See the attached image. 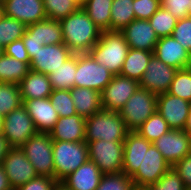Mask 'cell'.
Wrapping results in <instances>:
<instances>
[{
  "label": "cell",
  "mask_w": 191,
  "mask_h": 190,
  "mask_svg": "<svg viewBox=\"0 0 191 190\" xmlns=\"http://www.w3.org/2000/svg\"><path fill=\"white\" fill-rule=\"evenodd\" d=\"M160 8V0H133L135 19L149 20Z\"/></svg>",
  "instance_id": "obj_42"
},
{
  "label": "cell",
  "mask_w": 191,
  "mask_h": 190,
  "mask_svg": "<svg viewBox=\"0 0 191 190\" xmlns=\"http://www.w3.org/2000/svg\"><path fill=\"white\" fill-rule=\"evenodd\" d=\"M153 52L130 48L123 63L120 75L140 82Z\"/></svg>",
  "instance_id": "obj_27"
},
{
  "label": "cell",
  "mask_w": 191,
  "mask_h": 190,
  "mask_svg": "<svg viewBox=\"0 0 191 190\" xmlns=\"http://www.w3.org/2000/svg\"><path fill=\"white\" fill-rule=\"evenodd\" d=\"M112 2L113 0H88L82 6L88 17L102 31H110Z\"/></svg>",
  "instance_id": "obj_30"
},
{
  "label": "cell",
  "mask_w": 191,
  "mask_h": 190,
  "mask_svg": "<svg viewBox=\"0 0 191 190\" xmlns=\"http://www.w3.org/2000/svg\"><path fill=\"white\" fill-rule=\"evenodd\" d=\"M158 95L139 87L119 110L130 131H135L156 112Z\"/></svg>",
  "instance_id": "obj_5"
},
{
  "label": "cell",
  "mask_w": 191,
  "mask_h": 190,
  "mask_svg": "<svg viewBox=\"0 0 191 190\" xmlns=\"http://www.w3.org/2000/svg\"><path fill=\"white\" fill-rule=\"evenodd\" d=\"M4 16V9H3V5L0 4V20L3 18Z\"/></svg>",
  "instance_id": "obj_53"
},
{
  "label": "cell",
  "mask_w": 191,
  "mask_h": 190,
  "mask_svg": "<svg viewBox=\"0 0 191 190\" xmlns=\"http://www.w3.org/2000/svg\"><path fill=\"white\" fill-rule=\"evenodd\" d=\"M113 77L114 74L97 63L89 53L77 54L75 87L102 92Z\"/></svg>",
  "instance_id": "obj_8"
},
{
  "label": "cell",
  "mask_w": 191,
  "mask_h": 190,
  "mask_svg": "<svg viewBox=\"0 0 191 190\" xmlns=\"http://www.w3.org/2000/svg\"><path fill=\"white\" fill-rule=\"evenodd\" d=\"M4 54V48L0 46V57Z\"/></svg>",
  "instance_id": "obj_56"
},
{
  "label": "cell",
  "mask_w": 191,
  "mask_h": 190,
  "mask_svg": "<svg viewBox=\"0 0 191 190\" xmlns=\"http://www.w3.org/2000/svg\"><path fill=\"white\" fill-rule=\"evenodd\" d=\"M77 3V5L80 7V0H73Z\"/></svg>",
  "instance_id": "obj_57"
},
{
  "label": "cell",
  "mask_w": 191,
  "mask_h": 190,
  "mask_svg": "<svg viewBox=\"0 0 191 190\" xmlns=\"http://www.w3.org/2000/svg\"><path fill=\"white\" fill-rule=\"evenodd\" d=\"M103 173L98 166L88 160L77 170L65 177L62 182L70 190H96L100 184Z\"/></svg>",
  "instance_id": "obj_22"
},
{
  "label": "cell",
  "mask_w": 191,
  "mask_h": 190,
  "mask_svg": "<svg viewBox=\"0 0 191 190\" xmlns=\"http://www.w3.org/2000/svg\"><path fill=\"white\" fill-rule=\"evenodd\" d=\"M22 104L19 85L0 82V114L6 116Z\"/></svg>",
  "instance_id": "obj_32"
},
{
  "label": "cell",
  "mask_w": 191,
  "mask_h": 190,
  "mask_svg": "<svg viewBox=\"0 0 191 190\" xmlns=\"http://www.w3.org/2000/svg\"><path fill=\"white\" fill-rule=\"evenodd\" d=\"M139 87L140 83L135 80L114 75L101 92L102 109L119 111Z\"/></svg>",
  "instance_id": "obj_11"
},
{
  "label": "cell",
  "mask_w": 191,
  "mask_h": 190,
  "mask_svg": "<svg viewBox=\"0 0 191 190\" xmlns=\"http://www.w3.org/2000/svg\"><path fill=\"white\" fill-rule=\"evenodd\" d=\"M20 148L38 175L54 178L53 140L49 133H37Z\"/></svg>",
  "instance_id": "obj_6"
},
{
  "label": "cell",
  "mask_w": 191,
  "mask_h": 190,
  "mask_svg": "<svg viewBox=\"0 0 191 190\" xmlns=\"http://www.w3.org/2000/svg\"><path fill=\"white\" fill-rule=\"evenodd\" d=\"M153 55L177 70L191 66V53L172 36L159 38Z\"/></svg>",
  "instance_id": "obj_17"
},
{
  "label": "cell",
  "mask_w": 191,
  "mask_h": 190,
  "mask_svg": "<svg viewBox=\"0 0 191 190\" xmlns=\"http://www.w3.org/2000/svg\"><path fill=\"white\" fill-rule=\"evenodd\" d=\"M190 0H160V7L168 10L176 19L188 17Z\"/></svg>",
  "instance_id": "obj_43"
},
{
  "label": "cell",
  "mask_w": 191,
  "mask_h": 190,
  "mask_svg": "<svg viewBox=\"0 0 191 190\" xmlns=\"http://www.w3.org/2000/svg\"><path fill=\"white\" fill-rule=\"evenodd\" d=\"M22 40L30 59L33 57V53L37 52L40 48L43 47L40 41L37 39H31V35L26 31L22 37Z\"/></svg>",
  "instance_id": "obj_47"
},
{
  "label": "cell",
  "mask_w": 191,
  "mask_h": 190,
  "mask_svg": "<svg viewBox=\"0 0 191 190\" xmlns=\"http://www.w3.org/2000/svg\"><path fill=\"white\" fill-rule=\"evenodd\" d=\"M77 54H73L49 75L53 90H71L75 87Z\"/></svg>",
  "instance_id": "obj_28"
},
{
  "label": "cell",
  "mask_w": 191,
  "mask_h": 190,
  "mask_svg": "<svg viewBox=\"0 0 191 190\" xmlns=\"http://www.w3.org/2000/svg\"><path fill=\"white\" fill-rule=\"evenodd\" d=\"M0 190H13L9 179L5 173V169L0 164Z\"/></svg>",
  "instance_id": "obj_48"
},
{
  "label": "cell",
  "mask_w": 191,
  "mask_h": 190,
  "mask_svg": "<svg viewBox=\"0 0 191 190\" xmlns=\"http://www.w3.org/2000/svg\"><path fill=\"white\" fill-rule=\"evenodd\" d=\"M172 166L152 144L143 153L142 164L131 177L137 190H144L157 182Z\"/></svg>",
  "instance_id": "obj_10"
},
{
  "label": "cell",
  "mask_w": 191,
  "mask_h": 190,
  "mask_svg": "<svg viewBox=\"0 0 191 190\" xmlns=\"http://www.w3.org/2000/svg\"><path fill=\"white\" fill-rule=\"evenodd\" d=\"M177 21L178 19L162 7H160L149 19L158 38L171 36Z\"/></svg>",
  "instance_id": "obj_35"
},
{
  "label": "cell",
  "mask_w": 191,
  "mask_h": 190,
  "mask_svg": "<svg viewBox=\"0 0 191 190\" xmlns=\"http://www.w3.org/2000/svg\"><path fill=\"white\" fill-rule=\"evenodd\" d=\"M144 190H187L178 173L171 167L157 182Z\"/></svg>",
  "instance_id": "obj_40"
},
{
  "label": "cell",
  "mask_w": 191,
  "mask_h": 190,
  "mask_svg": "<svg viewBox=\"0 0 191 190\" xmlns=\"http://www.w3.org/2000/svg\"><path fill=\"white\" fill-rule=\"evenodd\" d=\"M171 36L191 53V17L179 19Z\"/></svg>",
  "instance_id": "obj_41"
},
{
  "label": "cell",
  "mask_w": 191,
  "mask_h": 190,
  "mask_svg": "<svg viewBox=\"0 0 191 190\" xmlns=\"http://www.w3.org/2000/svg\"><path fill=\"white\" fill-rule=\"evenodd\" d=\"M96 190H137L131 177L123 172L103 174Z\"/></svg>",
  "instance_id": "obj_39"
},
{
  "label": "cell",
  "mask_w": 191,
  "mask_h": 190,
  "mask_svg": "<svg viewBox=\"0 0 191 190\" xmlns=\"http://www.w3.org/2000/svg\"><path fill=\"white\" fill-rule=\"evenodd\" d=\"M190 102L169 93L157 97V111L166 120L170 129L184 130L190 111Z\"/></svg>",
  "instance_id": "obj_15"
},
{
  "label": "cell",
  "mask_w": 191,
  "mask_h": 190,
  "mask_svg": "<svg viewBox=\"0 0 191 190\" xmlns=\"http://www.w3.org/2000/svg\"><path fill=\"white\" fill-rule=\"evenodd\" d=\"M88 0H80V7H82Z\"/></svg>",
  "instance_id": "obj_55"
},
{
  "label": "cell",
  "mask_w": 191,
  "mask_h": 190,
  "mask_svg": "<svg viewBox=\"0 0 191 190\" xmlns=\"http://www.w3.org/2000/svg\"><path fill=\"white\" fill-rule=\"evenodd\" d=\"M4 54L15 58L16 60L26 62L28 65L30 64V58L28 56L27 50L25 49L22 38L8 44L4 48Z\"/></svg>",
  "instance_id": "obj_45"
},
{
  "label": "cell",
  "mask_w": 191,
  "mask_h": 190,
  "mask_svg": "<svg viewBox=\"0 0 191 190\" xmlns=\"http://www.w3.org/2000/svg\"><path fill=\"white\" fill-rule=\"evenodd\" d=\"M49 99L59 118L77 114L70 90H53Z\"/></svg>",
  "instance_id": "obj_38"
},
{
  "label": "cell",
  "mask_w": 191,
  "mask_h": 190,
  "mask_svg": "<svg viewBox=\"0 0 191 190\" xmlns=\"http://www.w3.org/2000/svg\"><path fill=\"white\" fill-rule=\"evenodd\" d=\"M53 190H70L62 181H58Z\"/></svg>",
  "instance_id": "obj_51"
},
{
  "label": "cell",
  "mask_w": 191,
  "mask_h": 190,
  "mask_svg": "<svg viewBox=\"0 0 191 190\" xmlns=\"http://www.w3.org/2000/svg\"><path fill=\"white\" fill-rule=\"evenodd\" d=\"M184 130L191 136V104H190L189 116Z\"/></svg>",
  "instance_id": "obj_50"
},
{
  "label": "cell",
  "mask_w": 191,
  "mask_h": 190,
  "mask_svg": "<svg viewBox=\"0 0 191 190\" xmlns=\"http://www.w3.org/2000/svg\"><path fill=\"white\" fill-rule=\"evenodd\" d=\"M26 27L19 20L4 15L0 20V46L5 48L13 41L21 39L24 36Z\"/></svg>",
  "instance_id": "obj_34"
},
{
  "label": "cell",
  "mask_w": 191,
  "mask_h": 190,
  "mask_svg": "<svg viewBox=\"0 0 191 190\" xmlns=\"http://www.w3.org/2000/svg\"><path fill=\"white\" fill-rule=\"evenodd\" d=\"M18 85L22 100L47 98L53 91L48 75L31 69Z\"/></svg>",
  "instance_id": "obj_24"
},
{
  "label": "cell",
  "mask_w": 191,
  "mask_h": 190,
  "mask_svg": "<svg viewBox=\"0 0 191 190\" xmlns=\"http://www.w3.org/2000/svg\"><path fill=\"white\" fill-rule=\"evenodd\" d=\"M26 32L31 35V39L40 41L42 46L63 43V32L59 20L45 19L30 24L26 27Z\"/></svg>",
  "instance_id": "obj_26"
},
{
  "label": "cell",
  "mask_w": 191,
  "mask_h": 190,
  "mask_svg": "<svg viewBox=\"0 0 191 190\" xmlns=\"http://www.w3.org/2000/svg\"><path fill=\"white\" fill-rule=\"evenodd\" d=\"M11 148L3 134L0 135V164Z\"/></svg>",
  "instance_id": "obj_49"
},
{
  "label": "cell",
  "mask_w": 191,
  "mask_h": 190,
  "mask_svg": "<svg viewBox=\"0 0 191 190\" xmlns=\"http://www.w3.org/2000/svg\"><path fill=\"white\" fill-rule=\"evenodd\" d=\"M86 143L89 160L94 162L103 174L122 172L124 141L97 140Z\"/></svg>",
  "instance_id": "obj_7"
},
{
  "label": "cell",
  "mask_w": 191,
  "mask_h": 190,
  "mask_svg": "<svg viewBox=\"0 0 191 190\" xmlns=\"http://www.w3.org/2000/svg\"><path fill=\"white\" fill-rule=\"evenodd\" d=\"M57 182L55 178L38 175L15 190H53Z\"/></svg>",
  "instance_id": "obj_44"
},
{
  "label": "cell",
  "mask_w": 191,
  "mask_h": 190,
  "mask_svg": "<svg viewBox=\"0 0 191 190\" xmlns=\"http://www.w3.org/2000/svg\"><path fill=\"white\" fill-rule=\"evenodd\" d=\"M152 144L137 131H129L124 140L122 172L128 177H132L142 164L144 151L148 150Z\"/></svg>",
  "instance_id": "obj_21"
},
{
  "label": "cell",
  "mask_w": 191,
  "mask_h": 190,
  "mask_svg": "<svg viewBox=\"0 0 191 190\" xmlns=\"http://www.w3.org/2000/svg\"><path fill=\"white\" fill-rule=\"evenodd\" d=\"M30 66L3 54L0 57V82L19 84L28 74Z\"/></svg>",
  "instance_id": "obj_29"
},
{
  "label": "cell",
  "mask_w": 191,
  "mask_h": 190,
  "mask_svg": "<svg viewBox=\"0 0 191 190\" xmlns=\"http://www.w3.org/2000/svg\"><path fill=\"white\" fill-rule=\"evenodd\" d=\"M188 17H191V0H190V4L188 6Z\"/></svg>",
  "instance_id": "obj_54"
},
{
  "label": "cell",
  "mask_w": 191,
  "mask_h": 190,
  "mask_svg": "<svg viewBox=\"0 0 191 190\" xmlns=\"http://www.w3.org/2000/svg\"><path fill=\"white\" fill-rule=\"evenodd\" d=\"M13 190L37 177L35 168L19 147L11 148L1 163Z\"/></svg>",
  "instance_id": "obj_13"
},
{
  "label": "cell",
  "mask_w": 191,
  "mask_h": 190,
  "mask_svg": "<svg viewBox=\"0 0 191 190\" xmlns=\"http://www.w3.org/2000/svg\"><path fill=\"white\" fill-rule=\"evenodd\" d=\"M130 48L154 52L159 40L149 20L134 19L120 31Z\"/></svg>",
  "instance_id": "obj_18"
},
{
  "label": "cell",
  "mask_w": 191,
  "mask_h": 190,
  "mask_svg": "<svg viewBox=\"0 0 191 190\" xmlns=\"http://www.w3.org/2000/svg\"><path fill=\"white\" fill-rule=\"evenodd\" d=\"M172 167L182 179L185 188L187 190L191 189V153L176 162Z\"/></svg>",
  "instance_id": "obj_46"
},
{
  "label": "cell",
  "mask_w": 191,
  "mask_h": 190,
  "mask_svg": "<svg viewBox=\"0 0 191 190\" xmlns=\"http://www.w3.org/2000/svg\"><path fill=\"white\" fill-rule=\"evenodd\" d=\"M59 23L63 32V43L73 54L89 53L102 33L82 7L59 20Z\"/></svg>",
  "instance_id": "obj_1"
},
{
  "label": "cell",
  "mask_w": 191,
  "mask_h": 190,
  "mask_svg": "<svg viewBox=\"0 0 191 190\" xmlns=\"http://www.w3.org/2000/svg\"><path fill=\"white\" fill-rule=\"evenodd\" d=\"M177 69L168 66L154 55L148 62L140 87L156 95L167 93Z\"/></svg>",
  "instance_id": "obj_14"
},
{
  "label": "cell",
  "mask_w": 191,
  "mask_h": 190,
  "mask_svg": "<svg viewBox=\"0 0 191 190\" xmlns=\"http://www.w3.org/2000/svg\"><path fill=\"white\" fill-rule=\"evenodd\" d=\"M153 144L171 166L191 153V136L185 130L170 129Z\"/></svg>",
  "instance_id": "obj_12"
},
{
  "label": "cell",
  "mask_w": 191,
  "mask_h": 190,
  "mask_svg": "<svg viewBox=\"0 0 191 190\" xmlns=\"http://www.w3.org/2000/svg\"><path fill=\"white\" fill-rule=\"evenodd\" d=\"M6 0H0V4H3Z\"/></svg>",
  "instance_id": "obj_58"
},
{
  "label": "cell",
  "mask_w": 191,
  "mask_h": 190,
  "mask_svg": "<svg viewBox=\"0 0 191 190\" xmlns=\"http://www.w3.org/2000/svg\"><path fill=\"white\" fill-rule=\"evenodd\" d=\"M4 116L0 114V135L3 134Z\"/></svg>",
  "instance_id": "obj_52"
},
{
  "label": "cell",
  "mask_w": 191,
  "mask_h": 190,
  "mask_svg": "<svg viewBox=\"0 0 191 190\" xmlns=\"http://www.w3.org/2000/svg\"><path fill=\"white\" fill-rule=\"evenodd\" d=\"M85 123L86 119L78 114L60 117L49 134L53 141H85Z\"/></svg>",
  "instance_id": "obj_23"
},
{
  "label": "cell",
  "mask_w": 191,
  "mask_h": 190,
  "mask_svg": "<svg viewBox=\"0 0 191 190\" xmlns=\"http://www.w3.org/2000/svg\"><path fill=\"white\" fill-rule=\"evenodd\" d=\"M72 55L73 53L64 43L44 45L37 52L33 53L29 66L33 71L49 75Z\"/></svg>",
  "instance_id": "obj_16"
},
{
  "label": "cell",
  "mask_w": 191,
  "mask_h": 190,
  "mask_svg": "<svg viewBox=\"0 0 191 190\" xmlns=\"http://www.w3.org/2000/svg\"><path fill=\"white\" fill-rule=\"evenodd\" d=\"M170 130L166 120L156 112L151 115L143 124H141L135 131L149 142H154L163 134Z\"/></svg>",
  "instance_id": "obj_33"
},
{
  "label": "cell",
  "mask_w": 191,
  "mask_h": 190,
  "mask_svg": "<svg viewBox=\"0 0 191 190\" xmlns=\"http://www.w3.org/2000/svg\"><path fill=\"white\" fill-rule=\"evenodd\" d=\"M3 124V136L12 148L21 147L30 137L38 133L23 105L4 116Z\"/></svg>",
  "instance_id": "obj_9"
},
{
  "label": "cell",
  "mask_w": 191,
  "mask_h": 190,
  "mask_svg": "<svg viewBox=\"0 0 191 190\" xmlns=\"http://www.w3.org/2000/svg\"><path fill=\"white\" fill-rule=\"evenodd\" d=\"M47 19L61 20L80 7L73 0H42Z\"/></svg>",
  "instance_id": "obj_37"
},
{
  "label": "cell",
  "mask_w": 191,
  "mask_h": 190,
  "mask_svg": "<svg viewBox=\"0 0 191 190\" xmlns=\"http://www.w3.org/2000/svg\"><path fill=\"white\" fill-rule=\"evenodd\" d=\"M54 178L62 181L89 160L86 141H53Z\"/></svg>",
  "instance_id": "obj_4"
},
{
  "label": "cell",
  "mask_w": 191,
  "mask_h": 190,
  "mask_svg": "<svg viewBox=\"0 0 191 190\" xmlns=\"http://www.w3.org/2000/svg\"><path fill=\"white\" fill-rule=\"evenodd\" d=\"M129 131L119 111L101 109L86 118L85 141H124Z\"/></svg>",
  "instance_id": "obj_3"
},
{
  "label": "cell",
  "mask_w": 191,
  "mask_h": 190,
  "mask_svg": "<svg viewBox=\"0 0 191 190\" xmlns=\"http://www.w3.org/2000/svg\"><path fill=\"white\" fill-rule=\"evenodd\" d=\"M167 93L191 103V67L176 71Z\"/></svg>",
  "instance_id": "obj_36"
},
{
  "label": "cell",
  "mask_w": 191,
  "mask_h": 190,
  "mask_svg": "<svg viewBox=\"0 0 191 190\" xmlns=\"http://www.w3.org/2000/svg\"><path fill=\"white\" fill-rule=\"evenodd\" d=\"M70 94L77 114L85 119L102 109L101 92L97 90L74 87Z\"/></svg>",
  "instance_id": "obj_25"
},
{
  "label": "cell",
  "mask_w": 191,
  "mask_h": 190,
  "mask_svg": "<svg viewBox=\"0 0 191 190\" xmlns=\"http://www.w3.org/2000/svg\"><path fill=\"white\" fill-rule=\"evenodd\" d=\"M2 5L5 16L26 26L47 19L42 0H6Z\"/></svg>",
  "instance_id": "obj_19"
},
{
  "label": "cell",
  "mask_w": 191,
  "mask_h": 190,
  "mask_svg": "<svg viewBox=\"0 0 191 190\" xmlns=\"http://www.w3.org/2000/svg\"><path fill=\"white\" fill-rule=\"evenodd\" d=\"M129 49L121 32L102 31L99 41L92 47L89 54L112 74L118 75Z\"/></svg>",
  "instance_id": "obj_2"
},
{
  "label": "cell",
  "mask_w": 191,
  "mask_h": 190,
  "mask_svg": "<svg viewBox=\"0 0 191 190\" xmlns=\"http://www.w3.org/2000/svg\"><path fill=\"white\" fill-rule=\"evenodd\" d=\"M134 19L133 0H113L110 31L120 32Z\"/></svg>",
  "instance_id": "obj_31"
},
{
  "label": "cell",
  "mask_w": 191,
  "mask_h": 190,
  "mask_svg": "<svg viewBox=\"0 0 191 190\" xmlns=\"http://www.w3.org/2000/svg\"><path fill=\"white\" fill-rule=\"evenodd\" d=\"M22 102L38 133H49L59 120L49 97L22 100Z\"/></svg>",
  "instance_id": "obj_20"
}]
</instances>
